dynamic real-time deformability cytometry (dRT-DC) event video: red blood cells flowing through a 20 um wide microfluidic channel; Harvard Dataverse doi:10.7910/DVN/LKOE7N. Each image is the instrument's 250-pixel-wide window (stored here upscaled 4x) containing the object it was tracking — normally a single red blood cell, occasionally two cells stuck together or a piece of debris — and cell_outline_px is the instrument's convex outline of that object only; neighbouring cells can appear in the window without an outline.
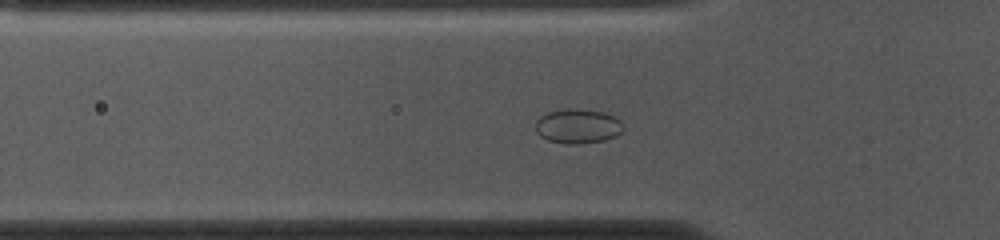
{"species": "common noctule bat (a hibernating species)", "species_latin": "Nyctalus noctula", "temperature_condition": "cold", "stored_images_in_passage": 52, "camera_frame_rate_fps": 3000, "um_per_image_px": 0.085, "animal": {"sex": "female", "body_mass_g": 10.0, "forearm_length_mm": 53.1}, "frame": {"image": 1, "passage_image": 15, "time_ms": 4.667, "image_size_px": [1000, 240], "cell_outline_px": [[624, 128], [616, 136], [604, 140], [580, 144], [564, 144], [548, 140], [540, 136], [536, 132], [536, 120], [540, 116], [548, 112], [568, 108], [576, 108], [604, 112], [616, 116], [624, 124]], "centroid_in_image_um": [49.13, 10.72], "position_along_channel_um": 76.7, "area_um2": 17.92}}
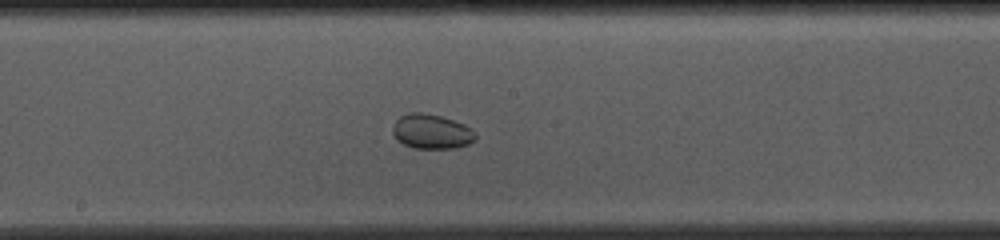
{"frame": {"image": 2, "passage_image": 26, "time_ms": 8.333, "image_size_px": [1000, 240], "cell_outline_px": [[476, 140], [468, 144], [456, 148], [416, 148], [404, 144], [396, 140], [392, 132], [392, 124], [400, 116], [408, 112], [420, 112], [440, 116], [464, 124], [472, 128], [476, 132]], "centroid_in_image_um": [36.67, 11.18], "position_along_channel_um": 211.5, "area_um2": 16.88}}
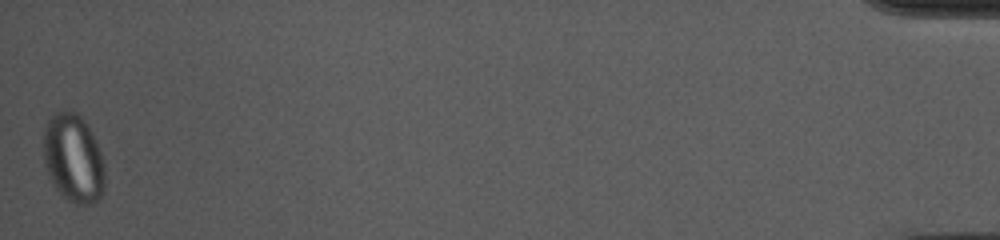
{"frame": {"image": 3, "passage_image": 52, "time_ms": 17.0, "image_size_px": [1000, 240], "cell_outline_px": [[104, 188], [100, 196], [96, 200], [88, 204], [76, 204], [68, 200], [56, 188], [44, 164], [44, 128], [48, 120], [56, 112], [64, 108], [76, 112], [84, 120], [92, 132], [96, 140], [104, 164]], "centroid_in_image_um": [6.24, 13.41], "position_along_channel_um": 429.0, "area_um2": 31.5}}